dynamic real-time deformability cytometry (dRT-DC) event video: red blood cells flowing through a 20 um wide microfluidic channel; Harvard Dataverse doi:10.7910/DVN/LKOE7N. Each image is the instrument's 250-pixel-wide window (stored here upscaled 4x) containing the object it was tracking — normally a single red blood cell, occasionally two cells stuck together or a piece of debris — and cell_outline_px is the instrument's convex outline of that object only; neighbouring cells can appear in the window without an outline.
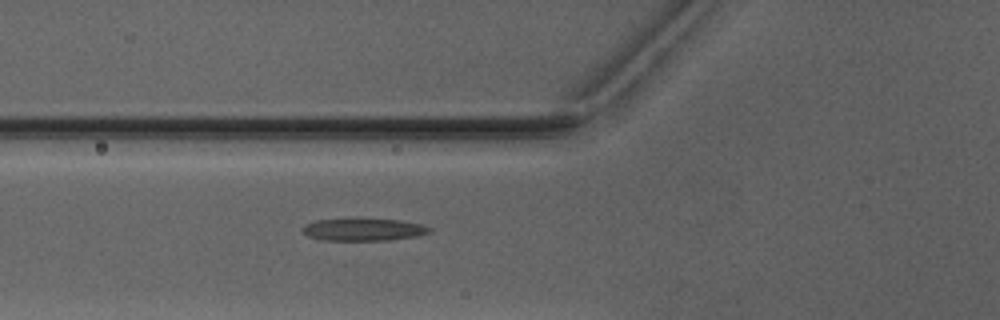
{"species": "Egyptian fruit bat (a non-hibernating species)", "species_latin": "Rousettus aegyptiacus", "temperature_condition": "warm", "stored_images_in_passage": 5, "camera_frame_rate_fps": 3000, "um_per_image_px": 0.085, "animal": {"sex": "male"}, "frame": {"image": 1, "passage_image": 5, "time_ms": 6.333, "image_size_px": [1000, 320], "cell_outline_px": [[432, 232], [416, 236], [388, 240], [324, 240], [308, 236], [300, 228], [304, 224], [316, 220], [400, 220], [424, 224], [432, 228]], "centroid_in_image_um": [30.93, 19.52], "position_along_channel_um": 94.9, "area_um2": 16.24}}